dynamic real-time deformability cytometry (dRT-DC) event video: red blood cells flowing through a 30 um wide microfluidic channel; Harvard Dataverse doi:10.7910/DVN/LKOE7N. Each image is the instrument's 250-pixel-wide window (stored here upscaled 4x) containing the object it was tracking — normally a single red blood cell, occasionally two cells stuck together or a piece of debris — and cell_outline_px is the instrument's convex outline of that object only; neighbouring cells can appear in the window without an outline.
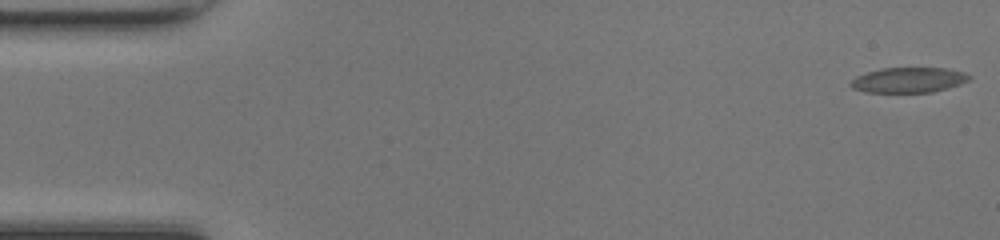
{"species": "common noctule bat (a hibernating species)", "species_latin": "Nyctalus noctula", "temperature_condition": "room temperature", "stored_images_in_passage": 44, "camera_frame_rate_fps": 3000, "um_per_image_px": 0.085, "animal": {"sex": "female", "body_mass_g": 17.0, "forearm_length_mm": 48.0}, "frame": {"image": 1, "passage_image": 1, "time_ms": 0.0, "image_size_px": [1000, 240], "cell_outline_px": [[972, 76], [968, 80], [960, 84], [948, 88], [932, 92], [864, 92], [852, 88], [848, 84], [856, 76], [868, 72], [884, 68], [944, 68], [964, 72]], "centroid_in_image_um": [77.22, 6.8], "position_along_channel_um": 7.8, "area_um2": 17.34}}
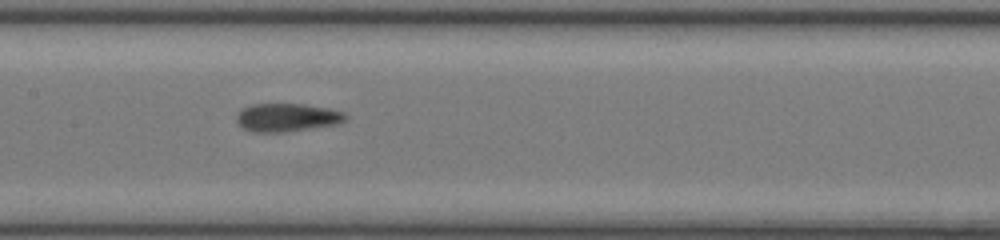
{"frame": {"image": 2, "passage_image": 24, "time_ms": 7.667, "image_size_px": [1000, 240], "cell_outline_px": [[348, 116], [344, 120], [336, 124], [284, 132], [252, 132], [244, 128], [236, 120], [236, 112], [252, 104], [304, 104], [328, 108], [344, 112]], "centroid_in_image_um": [24.37, 9.98], "position_along_channel_um": 183.0, "area_um2": 17.8}}
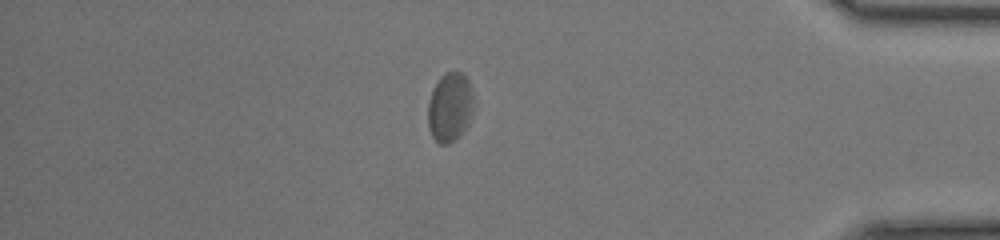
{"frame": {"image": 3, "passage_image": 42, "time_ms": 13.667, "image_size_px": [1000, 240], "cell_outline_px": [[476, 104], [468, 124], [464, 132], [456, 140], [448, 144], [440, 144], [432, 136], [428, 128], [428, 100], [432, 88], [440, 76], [448, 72], [460, 72], [468, 80]], "centroid_in_image_um": [38.26, 9.13], "position_along_channel_um": 396.9, "area_um2": 18.9}, "authors_computed_cell_mechanics": {"area_um2": 18.3226, "velocity_mm_per_s": 4.1871, "shape_relaxation_time_tau1_ms": 4.9884, "shape_relaxation_time_tau2_ms": 1.6154, "deformation_change_tau1": 0.1305, "deformation_change_tau2": 0.0758}}